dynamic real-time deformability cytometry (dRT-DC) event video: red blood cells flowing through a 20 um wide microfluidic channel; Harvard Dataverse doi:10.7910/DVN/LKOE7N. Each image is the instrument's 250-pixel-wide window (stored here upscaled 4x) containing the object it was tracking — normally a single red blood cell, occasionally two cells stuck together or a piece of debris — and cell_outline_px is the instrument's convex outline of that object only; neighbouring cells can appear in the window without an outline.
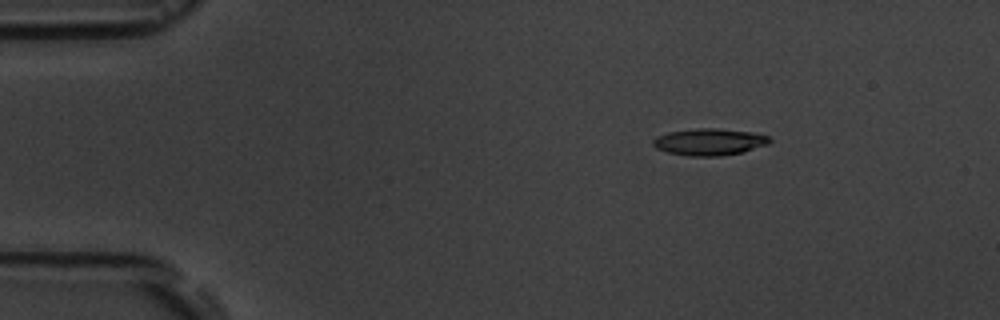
{"species": "common noctule bat (a hibernating species)", "species_latin": "Nyctalus noctula", "temperature_condition": "room temperature", "stored_images_in_passage": 4, "camera_frame_rate_fps": 3000, "um_per_image_px": 0.085, "animal": {"sex": "male", "body_mass_g": 19.5, "forearm_length_mm": 54.6}, "frame": {"image": 1, "passage_image": 2, "time_ms": 2.0, "image_size_px": [1000, 320], "cell_outline_px": [[772, 140], [768, 144], [744, 152], [720, 156], [688, 156], [668, 152], [656, 148], [652, 144], [652, 140], [656, 136], [668, 132], [700, 128], [716, 128], [752, 132], [768, 136]], "centroid_in_image_um": [60.29, 12.06], "position_along_channel_um": 24.7, "area_um2": 18.26}}